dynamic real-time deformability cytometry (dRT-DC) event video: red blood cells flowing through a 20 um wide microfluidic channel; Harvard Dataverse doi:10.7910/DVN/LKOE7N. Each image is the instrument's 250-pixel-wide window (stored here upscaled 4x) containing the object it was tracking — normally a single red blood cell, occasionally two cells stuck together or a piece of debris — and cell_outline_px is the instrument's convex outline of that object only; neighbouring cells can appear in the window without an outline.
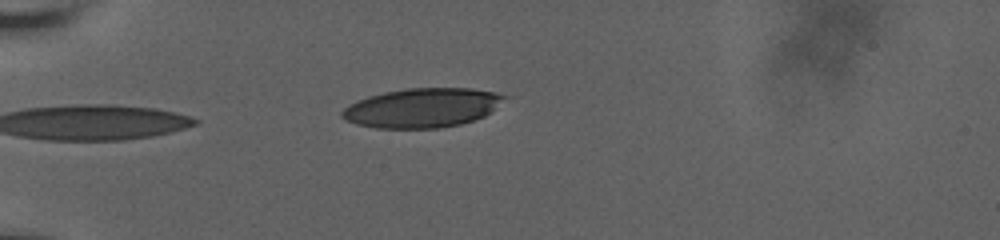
{"species": "human", "species_latin": "Homo sapiens", "temperature_condition": "room temperature", "stored_images_in_passage": 7, "camera_frame_rate_fps": 3000, "um_per_image_px": 0.085, "donor": {"sex": "male"}, "frame": {"image": 1, "passage_image": 7, "time_ms": 5.667, "image_size_px": [1000, 240], "cell_outline_px": [[512, 96], [484, 116], [460, 124], [436, 128], [376, 128], [356, 124], [344, 120], [340, 116], [340, 112], [348, 104], [356, 100], [368, 96], [384, 92], [408, 88], [472, 88], [496, 92]], "centroid_in_image_um": [35.89, 9.15], "position_along_channel_um": 49.1, "area_um2": 37.51}}